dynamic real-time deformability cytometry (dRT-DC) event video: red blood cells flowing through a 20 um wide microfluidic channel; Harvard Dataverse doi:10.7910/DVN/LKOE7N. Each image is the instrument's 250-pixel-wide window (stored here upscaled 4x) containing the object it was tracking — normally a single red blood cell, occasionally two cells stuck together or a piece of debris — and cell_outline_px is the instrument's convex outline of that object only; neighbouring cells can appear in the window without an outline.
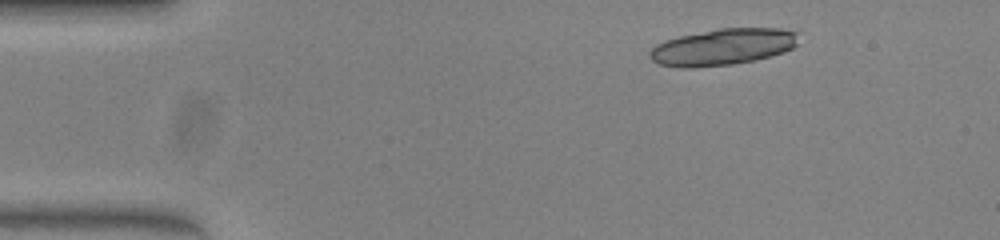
{"species": "common noctule bat (a hibernating species)", "species_latin": "Nyctalus noctula", "temperature_condition": "warm", "stored_images_in_passage": 11, "camera_frame_rate_fps": 3000, "um_per_image_px": 0.085, "animal": {"sex": "female", "body_mass_g": 23.0, "forearm_length_mm": 53.4}, "frame": {"image": 1, "passage_image": 1, "time_ms": 0.0, "image_size_px": [1000, 240], "cell_outline_px": [[800, 32], [796, 44], [792, 48], [784, 52], [752, 60], [732, 64], [692, 68], [680, 68], [660, 64], [652, 60], [648, 56], [648, 52], [656, 44], [664, 40], [680, 36], [720, 28], [780, 28]], "centroid_in_image_um": [61.43, 3.98], "position_along_channel_um": 23.6, "area_um2": 31.67}}